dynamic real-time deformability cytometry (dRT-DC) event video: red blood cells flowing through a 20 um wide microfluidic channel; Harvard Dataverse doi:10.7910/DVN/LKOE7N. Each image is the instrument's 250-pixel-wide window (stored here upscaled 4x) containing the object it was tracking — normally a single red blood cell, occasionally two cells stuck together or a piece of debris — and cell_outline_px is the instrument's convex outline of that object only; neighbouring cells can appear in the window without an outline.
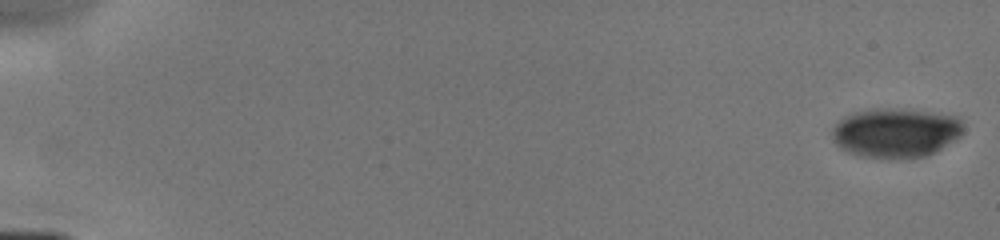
{"species": "human", "species_latin": "Homo sapiens", "temperature_condition": "cold", "stored_images_in_passage": 8, "camera_frame_rate_fps": 3000, "um_per_image_px": 0.085, "donor": {"sex": "male"}, "frame": {"image": 1, "passage_image": 1, "time_ms": 0.0, "image_size_px": [1000, 240], "cell_outline_px": [[964, 128], [960, 136], [940, 148], [924, 156], [860, 156], [848, 152], [840, 148], [836, 144], [832, 136], [832, 128], [844, 116], [856, 112], [876, 108], [928, 112], [956, 116], [960, 120]], "centroid_in_image_um": [76.1, 11.26], "position_along_channel_um": 8.9, "area_um2": 36.59}}
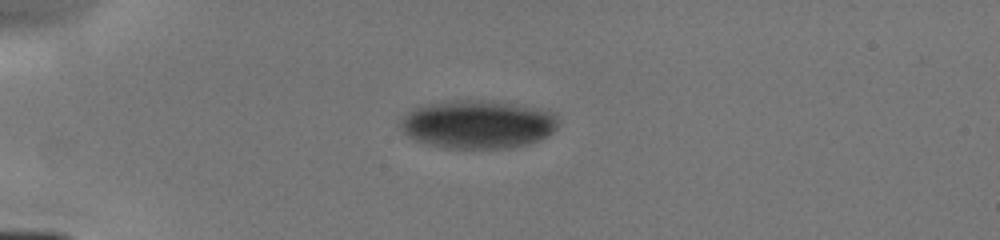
{"frame": {"image": 2, "passage_image": 6, "time_ms": 4.333, "image_size_px": [1000, 240], "cell_outline_px": [[560, 120], [556, 128], [548, 136], [540, 140], [528, 144], [512, 148], [448, 148], [424, 144], [408, 136], [396, 124], [412, 108], [428, 104], [452, 100], [488, 100], [524, 104], [556, 112]], "centroid_in_image_um": [40.65, 10.55], "position_along_channel_um": 44.3, "area_um2": 45.37}}